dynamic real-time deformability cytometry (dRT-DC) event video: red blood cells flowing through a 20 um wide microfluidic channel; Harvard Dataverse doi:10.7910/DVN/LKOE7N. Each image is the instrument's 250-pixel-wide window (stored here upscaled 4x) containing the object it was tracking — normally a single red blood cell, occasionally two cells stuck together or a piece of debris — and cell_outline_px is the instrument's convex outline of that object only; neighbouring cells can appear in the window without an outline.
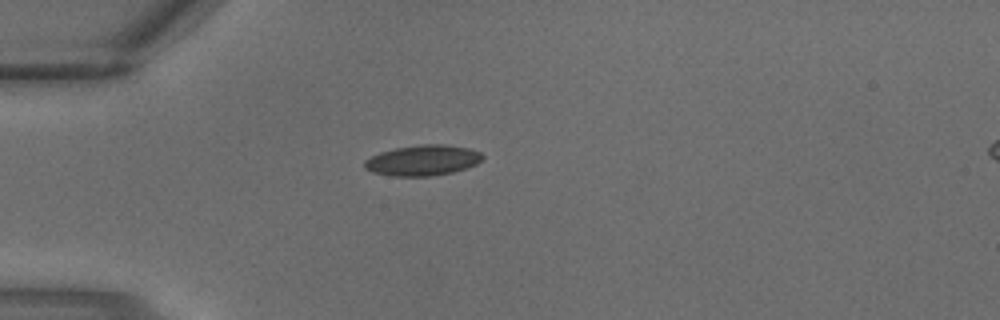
{"species": "common noctule bat (a hibernating species)", "species_latin": "Nyctalus noctula", "temperature_condition": "warm", "stored_images_in_passage": 2, "camera_frame_rate_fps": 3000, "um_per_image_px": 0.085, "animal": {"sex": "male", "body_mass_g": 18.8}, "frame": {"image": 1, "passage_image": 2, "time_ms": 0.333, "image_size_px": [1000, 320], "cell_outline_px": [[484, 156], [476, 164], [468, 168], [452, 172], [432, 176], [392, 176], [372, 172], [364, 168], [364, 160], [380, 152], [396, 148], [424, 144], [444, 144], [468, 148], [480, 152]], "centroid_in_image_um": [35.93, 13.63], "position_along_channel_um": 49.1, "area_um2": 20.98}}